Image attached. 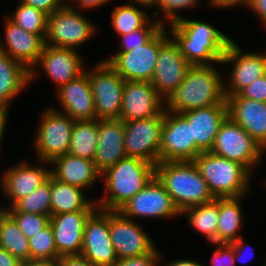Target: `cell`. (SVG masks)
<instances>
[{
    "instance_id": "6da1fadb",
    "label": "cell",
    "mask_w": 266,
    "mask_h": 266,
    "mask_svg": "<svg viewBox=\"0 0 266 266\" xmlns=\"http://www.w3.org/2000/svg\"><path fill=\"white\" fill-rule=\"evenodd\" d=\"M169 35L178 44L180 52L192 66L222 65V58L233 41L209 22L182 19L170 24Z\"/></svg>"
},
{
    "instance_id": "7a4b0ae2",
    "label": "cell",
    "mask_w": 266,
    "mask_h": 266,
    "mask_svg": "<svg viewBox=\"0 0 266 266\" xmlns=\"http://www.w3.org/2000/svg\"><path fill=\"white\" fill-rule=\"evenodd\" d=\"M215 65L217 66V64L191 66L183 82L164 100V110L184 113L227 103L225 76Z\"/></svg>"
},
{
    "instance_id": "3957f363",
    "label": "cell",
    "mask_w": 266,
    "mask_h": 266,
    "mask_svg": "<svg viewBox=\"0 0 266 266\" xmlns=\"http://www.w3.org/2000/svg\"><path fill=\"white\" fill-rule=\"evenodd\" d=\"M155 176V165L137 157H125L101 174L104 197L95 199L98 208L118 211Z\"/></svg>"
},
{
    "instance_id": "277c9868",
    "label": "cell",
    "mask_w": 266,
    "mask_h": 266,
    "mask_svg": "<svg viewBox=\"0 0 266 266\" xmlns=\"http://www.w3.org/2000/svg\"><path fill=\"white\" fill-rule=\"evenodd\" d=\"M155 176L180 213L215 199L193 161L159 162L155 166Z\"/></svg>"
},
{
    "instance_id": "5b68a950",
    "label": "cell",
    "mask_w": 266,
    "mask_h": 266,
    "mask_svg": "<svg viewBox=\"0 0 266 266\" xmlns=\"http://www.w3.org/2000/svg\"><path fill=\"white\" fill-rule=\"evenodd\" d=\"M193 162L214 198L248 196L253 175L243 165L212 152L200 153Z\"/></svg>"
},
{
    "instance_id": "8992f818",
    "label": "cell",
    "mask_w": 266,
    "mask_h": 266,
    "mask_svg": "<svg viewBox=\"0 0 266 266\" xmlns=\"http://www.w3.org/2000/svg\"><path fill=\"white\" fill-rule=\"evenodd\" d=\"M97 25L67 3L47 17L46 45L77 50L97 34Z\"/></svg>"
},
{
    "instance_id": "52a82bcc",
    "label": "cell",
    "mask_w": 266,
    "mask_h": 266,
    "mask_svg": "<svg viewBox=\"0 0 266 266\" xmlns=\"http://www.w3.org/2000/svg\"><path fill=\"white\" fill-rule=\"evenodd\" d=\"M33 141V149L39 161L51 162L68 153L75 120L54 107L42 111Z\"/></svg>"
},
{
    "instance_id": "ba28073f",
    "label": "cell",
    "mask_w": 266,
    "mask_h": 266,
    "mask_svg": "<svg viewBox=\"0 0 266 266\" xmlns=\"http://www.w3.org/2000/svg\"><path fill=\"white\" fill-rule=\"evenodd\" d=\"M210 152L243 165L252 175L254 167L266 155L261 145L229 116L222 123Z\"/></svg>"
},
{
    "instance_id": "9c48e42d",
    "label": "cell",
    "mask_w": 266,
    "mask_h": 266,
    "mask_svg": "<svg viewBox=\"0 0 266 266\" xmlns=\"http://www.w3.org/2000/svg\"><path fill=\"white\" fill-rule=\"evenodd\" d=\"M87 69L96 119H119L125 80L104 60Z\"/></svg>"
},
{
    "instance_id": "30bf717a",
    "label": "cell",
    "mask_w": 266,
    "mask_h": 266,
    "mask_svg": "<svg viewBox=\"0 0 266 266\" xmlns=\"http://www.w3.org/2000/svg\"><path fill=\"white\" fill-rule=\"evenodd\" d=\"M168 33L167 26H163L161 28V47L150 81L163 100L183 82L187 71L192 66Z\"/></svg>"
},
{
    "instance_id": "8fae6325",
    "label": "cell",
    "mask_w": 266,
    "mask_h": 266,
    "mask_svg": "<svg viewBox=\"0 0 266 266\" xmlns=\"http://www.w3.org/2000/svg\"><path fill=\"white\" fill-rule=\"evenodd\" d=\"M221 62L224 66L232 64L228 78H224L226 97L238 94L254 80L266 75V53L247 52L235 40L228 45Z\"/></svg>"
},
{
    "instance_id": "7c38bea8",
    "label": "cell",
    "mask_w": 266,
    "mask_h": 266,
    "mask_svg": "<svg viewBox=\"0 0 266 266\" xmlns=\"http://www.w3.org/2000/svg\"><path fill=\"white\" fill-rule=\"evenodd\" d=\"M124 217L136 221V218L167 219L181 216L170 194L154 176L150 182L119 210Z\"/></svg>"
},
{
    "instance_id": "4fadbf2b",
    "label": "cell",
    "mask_w": 266,
    "mask_h": 266,
    "mask_svg": "<svg viewBox=\"0 0 266 266\" xmlns=\"http://www.w3.org/2000/svg\"><path fill=\"white\" fill-rule=\"evenodd\" d=\"M196 158V140L192 124L181 114L164 111L159 162L193 161Z\"/></svg>"
},
{
    "instance_id": "5bb4252c",
    "label": "cell",
    "mask_w": 266,
    "mask_h": 266,
    "mask_svg": "<svg viewBox=\"0 0 266 266\" xmlns=\"http://www.w3.org/2000/svg\"><path fill=\"white\" fill-rule=\"evenodd\" d=\"M161 47V29L144 45L128 52H115L105 59L125 81L150 82L155 70L159 48Z\"/></svg>"
},
{
    "instance_id": "9a60e30c",
    "label": "cell",
    "mask_w": 266,
    "mask_h": 266,
    "mask_svg": "<svg viewBox=\"0 0 266 266\" xmlns=\"http://www.w3.org/2000/svg\"><path fill=\"white\" fill-rule=\"evenodd\" d=\"M124 125L126 156L141 158L156 166L159 163L163 116L132 120L124 122Z\"/></svg>"
},
{
    "instance_id": "2e32d148",
    "label": "cell",
    "mask_w": 266,
    "mask_h": 266,
    "mask_svg": "<svg viewBox=\"0 0 266 266\" xmlns=\"http://www.w3.org/2000/svg\"><path fill=\"white\" fill-rule=\"evenodd\" d=\"M109 233L117 259L150 254L157 248L138 222L119 211H109Z\"/></svg>"
},
{
    "instance_id": "e0dca14e",
    "label": "cell",
    "mask_w": 266,
    "mask_h": 266,
    "mask_svg": "<svg viewBox=\"0 0 266 266\" xmlns=\"http://www.w3.org/2000/svg\"><path fill=\"white\" fill-rule=\"evenodd\" d=\"M83 60V56L81 57L75 49L45 44L37 64L30 71V83L38 77L37 73L42 68L43 73L55 83V88L59 89L85 72Z\"/></svg>"
},
{
    "instance_id": "ac0fdd59",
    "label": "cell",
    "mask_w": 266,
    "mask_h": 266,
    "mask_svg": "<svg viewBox=\"0 0 266 266\" xmlns=\"http://www.w3.org/2000/svg\"><path fill=\"white\" fill-rule=\"evenodd\" d=\"M81 255L95 266H113L117 262L110 239L108 210L97 208L87 219Z\"/></svg>"
},
{
    "instance_id": "d6986e66",
    "label": "cell",
    "mask_w": 266,
    "mask_h": 266,
    "mask_svg": "<svg viewBox=\"0 0 266 266\" xmlns=\"http://www.w3.org/2000/svg\"><path fill=\"white\" fill-rule=\"evenodd\" d=\"M39 166L32 165L28 161H23L3 169L1 173L0 187L7 199L9 207H0L1 210L12 207L19 199L26 197L28 194L37 189L46 182L51 176V169L45 166L49 162L39 161ZM43 165H42V164Z\"/></svg>"
},
{
    "instance_id": "ffe728a7",
    "label": "cell",
    "mask_w": 266,
    "mask_h": 266,
    "mask_svg": "<svg viewBox=\"0 0 266 266\" xmlns=\"http://www.w3.org/2000/svg\"><path fill=\"white\" fill-rule=\"evenodd\" d=\"M164 100L151 82L125 81L119 119L124 122L164 116Z\"/></svg>"
},
{
    "instance_id": "44dd1931",
    "label": "cell",
    "mask_w": 266,
    "mask_h": 266,
    "mask_svg": "<svg viewBox=\"0 0 266 266\" xmlns=\"http://www.w3.org/2000/svg\"><path fill=\"white\" fill-rule=\"evenodd\" d=\"M56 99L61 110L57 107L54 109L67 114L72 120L96 119L94 98L86 72L57 89Z\"/></svg>"
},
{
    "instance_id": "7402d4cb",
    "label": "cell",
    "mask_w": 266,
    "mask_h": 266,
    "mask_svg": "<svg viewBox=\"0 0 266 266\" xmlns=\"http://www.w3.org/2000/svg\"><path fill=\"white\" fill-rule=\"evenodd\" d=\"M4 39H0V51L21 63L31 71L37 64L45 45L37 34L27 32L12 22L8 16L4 21ZM5 42V43H4Z\"/></svg>"
},
{
    "instance_id": "603a6c76",
    "label": "cell",
    "mask_w": 266,
    "mask_h": 266,
    "mask_svg": "<svg viewBox=\"0 0 266 266\" xmlns=\"http://www.w3.org/2000/svg\"><path fill=\"white\" fill-rule=\"evenodd\" d=\"M95 210H80L50 217L58 256L79 255L87 219Z\"/></svg>"
},
{
    "instance_id": "cb8c5ba5",
    "label": "cell",
    "mask_w": 266,
    "mask_h": 266,
    "mask_svg": "<svg viewBox=\"0 0 266 266\" xmlns=\"http://www.w3.org/2000/svg\"><path fill=\"white\" fill-rule=\"evenodd\" d=\"M228 116L239 124L266 151V102L243 98L226 99Z\"/></svg>"
},
{
    "instance_id": "d4e9b609",
    "label": "cell",
    "mask_w": 266,
    "mask_h": 266,
    "mask_svg": "<svg viewBox=\"0 0 266 266\" xmlns=\"http://www.w3.org/2000/svg\"><path fill=\"white\" fill-rule=\"evenodd\" d=\"M181 114L192 124L193 138L196 140V157L202 152H210L222 123L228 117L227 103Z\"/></svg>"
},
{
    "instance_id": "484cf974",
    "label": "cell",
    "mask_w": 266,
    "mask_h": 266,
    "mask_svg": "<svg viewBox=\"0 0 266 266\" xmlns=\"http://www.w3.org/2000/svg\"><path fill=\"white\" fill-rule=\"evenodd\" d=\"M124 140V121L98 120V145L93 161L101 174L126 157Z\"/></svg>"
},
{
    "instance_id": "4316f807",
    "label": "cell",
    "mask_w": 266,
    "mask_h": 266,
    "mask_svg": "<svg viewBox=\"0 0 266 266\" xmlns=\"http://www.w3.org/2000/svg\"><path fill=\"white\" fill-rule=\"evenodd\" d=\"M51 176L82 190L91 189L101 179L93 160L79 158L69 153L58 156L50 162ZM54 167V168H53Z\"/></svg>"
},
{
    "instance_id": "83f0119b",
    "label": "cell",
    "mask_w": 266,
    "mask_h": 266,
    "mask_svg": "<svg viewBox=\"0 0 266 266\" xmlns=\"http://www.w3.org/2000/svg\"><path fill=\"white\" fill-rule=\"evenodd\" d=\"M30 84V71L0 51V109L10 111L15 97Z\"/></svg>"
},
{
    "instance_id": "f1b7e54d",
    "label": "cell",
    "mask_w": 266,
    "mask_h": 266,
    "mask_svg": "<svg viewBox=\"0 0 266 266\" xmlns=\"http://www.w3.org/2000/svg\"><path fill=\"white\" fill-rule=\"evenodd\" d=\"M84 194L86 193L81 188L59 182L51 176V216L80 210H96V200L87 198Z\"/></svg>"
},
{
    "instance_id": "f546056e",
    "label": "cell",
    "mask_w": 266,
    "mask_h": 266,
    "mask_svg": "<svg viewBox=\"0 0 266 266\" xmlns=\"http://www.w3.org/2000/svg\"><path fill=\"white\" fill-rule=\"evenodd\" d=\"M245 198H218L219 220L217 224V243H231L238 240L243 229L242 200Z\"/></svg>"
},
{
    "instance_id": "4dcf8cb0",
    "label": "cell",
    "mask_w": 266,
    "mask_h": 266,
    "mask_svg": "<svg viewBox=\"0 0 266 266\" xmlns=\"http://www.w3.org/2000/svg\"><path fill=\"white\" fill-rule=\"evenodd\" d=\"M182 215L187 217L189 225L205 236L208 242L217 243L218 198L208 203L187 208L181 213Z\"/></svg>"
},
{
    "instance_id": "1f68e13d",
    "label": "cell",
    "mask_w": 266,
    "mask_h": 266,
    "mask_svg": "<svg viewBox=\"0 0 266 266\" xmlns=\"http://www.w3.org/2000/svg\"><path fill=\"white\" fill-rule=\"evenodd\" d=\"M0 247L21 262L30 260L29 239L22 233L15 220L0 209Z\"/></svg>"
},
{
    "instance_id": "d6a6232c",
    "label": "cell",
    "mask_w": 266,
    "mask_h": 266,
    "mask_svg": "<svg viewBox=\"0 0 266 266\" xmlns=\"http://www.w3.org/2000/svg\"><path fill=\"white\" fill-rule=\"evenodd\" d=\"M98 145V119L75 121L68 153L93 160Z\"/></svg>"
},
{
    "instance_id": "836d02e7",
    "label": "cell",
    "mask_w": 266,
    "mask_h": 266,
    "mask_svg": "<svg viewBox=\"0 0 266 266\" xmlns=\"http://www.w3.org/2000/svg\"><path fill=\"white\" fill-rule=\"evenodd\" d=\"M143 7L133 5V3L122 4L112 10L111 26L118 36L130 33L134 30L143 28L152 18L157 16L159 21V11L150 15L142 9ZM154 16V17H153Z\"/></svg>"
},
{
    "instance_id": "e575fe53",
    "label": "cell",
    "mask_w": 266,
    "mask_h": 266,
    "mask_svg": "<svg viewBox=\"0 0 266 266\" xmlns=\"http://www.w3.org/2000/svg\"><path fill=\"white\" fill-rule=\"evenodd\" d=\"M6 212H26L51 217V176L26 197L19 199Z\"/></svg>"
},
{
    "instance_id": "d590c367",
    "label": "cell",
    "mask_w": 266,
    "mask_h": 266,
    "mask_svg": "<svg viewBox=\"0 0 266 266\" xmlns=\"http://www.w3.org/2000/svg\"><path fill=\"white\" fill-rule=\"evenodd\" d=\"M8 18L27 32L39 35L43 40L47 32L48 15L41 10L24 3H18L13 14Z\"/></svg>"
},
{
    "instance_id": "8d00e7d4",
    "label": "cell",
    "mask_w": 266,
    "mask_h": 266,
    "mask_svg": "<svg viewBox=\"0 0 266 266\" xmlns=\"http://www.w3.org/2000/svg\"><path fill=\"white\" fill-rule=\"evenodd\" d=\"M30 259H58L54 234L49 223L29 239Z\"/></svg>"
},
{
    "instance_id": "74e56055",
    "label": "cell",
    "mask_w": 266,
    "mask_h": 266,
    "mask_svg": "<svg viewBox=\"0 0 266 266\" xmlns=\"http://www.w3.org/2000/svg\"><path fill=\"white\" fill-rule=\"evenodd\" d=\"M162 27L163 25L154 19V21L150 20L143 28L120 35L121 45L116 52H128L137 46L146 44Z\"/></svg>"
},
{
    "instance_id": "f35d334b",
    "label": "cell",
    "mask_w": 266,
    "mask_h": 266,
    "mask_svg": "<svg viewBox=\"0 0 266 266\" xmlns=\"http://www.w3.org/2000/svg\"><path fill=\"white\" fill-rule=\"evenodd\" d=\"M17 223L22 233L27 239L32 238L36 233L44 229L50 223V217L46 215L26 213V212H7Z\"/></svg>"
},
{
    "instance_id": "ab89813d",
    "label": "cell",
    "mask_w": 266,
    "mask_h": 266,
    "mask_svg": "<svg viewBox=\"0 0 266 266\" xmlns=\"http://www.w3.org/2000/svg\"><path fill=\"white\" fill-rule=\"evenodd\" d=\"M201 0H160L157 10H160L163 19L159 17V22L163 26H167L168 23L173 24L176 21L182 19V15L179 11L186 9H195V6L200 5ZM179 10V11H178ZM178 11V12H177Z\"/></svg>"
},
{
    "instance_id": "60d3db41",
    "label": "cell",
    "mask_w": 266,
    "mask_h": 266,
    "mask_svg": "<svg viewBox=\"0 0 266 266\" xmlns=\"http://www.w3.org/2000/svg\"><path fill=\"white\" fill-rule=\"evenodd\" d=\"M216 249L212 252V266H236L234 248L230 243H211Z\"/></svg>"
},
{
    "instance_id": "b9f144b4",
    "label": "cell",
    "mask_w": 266,
    "mask_h": 266,
    "mask_svg": "<svg viewBox=\"0 0 266 266\" xmlns=\"http://www.w3.org/2000/svg\"><path fill=\"white\" fill-rule=\"evenodd\" d=\"M161 252L156 248L152 253L118 259L113 266H159L162 259Z\"/></svg>"
},
{
    "instance_id": "7bdbcfd3",
    "label": "cell",
    "mask_w": 266,
    "mask_h": 266,
    "mask_svg": "<svg viewBox=\"0 0 266 266\" xmlns=\"http://www.w3.org/2000/svg\"><path fill=\"white\" fill-rule=\"evenodd\" d=\"M238 94L243 98L266 102V75L254 80Z\"/></svg>"
},
{
    "instance_id": "ee69618b",
    "label": "cell",
    "mask_w": 266,
    "mask_h": 266,
    "mask_svg": "<svg viewBox=\"0 0 266 266\" xmlns=\"http://www.w3.org/2000/svg\"><path fill=\"white\" fill-rule=\"evenodd\" d=\"M20 2L41 10L48 16L66 4L63 0H20Z\"/></svg>"
},
{
    "instance_id": "f6af8a7d",
    "label": "cell",
    "mask_w": 266,
    "mask_h": 266,
    "mask_svg": "<svg viewBox=\"0 0 266 266\" xmlns=\"http://www.w3.org/2000/svg\"><path fill=\"white\" fill-rule=\"evenodd\" d=\"M234 248V259L235 262L239 261L240 263H247L255 255L253 247H251L247 242H245L243 237H240L238 240H235L230 243ZM250 250V251H249ZM249 252V253H247ZM248 256L246 257V255ZM246 254V255H244ZM247 258V259H246ZM249 259V260H248Z\"/></svg>"
},
{
    "instance_id": "bcb514c9",
    "label": "cell",
    "mask_w": 266,
    "mask_h": 266,
    "mask_svg": "<svg viewBox=\"0 0 266 266\" xmlns=\"http://www.w3.org/2000/svg\"><path fill=\"white\" fill-rule=\"evenodd\" d=\"M73 1L76 3L75 4L76 7L73 4L74 3ZM111 1L112 0H69L68 5L73 9L83 12V11H86V10L89 11L92 9L97 10V8L103 6L104 4L106 5L108 2H111Z\"/></svg>"
},
{
    "instance_id": "7dc6e473",
    "label": "cell",
    "mask_w": 266,
    "mask_h": 266,
    "mask_svg": "<svg viewBox=\"0 0 266 266\" xmlns=\"http://www.w3.org/2000/svg\"><path fill=\"white\" fill-rule=\"evenodd\" d=\"M59 266H95L83 255H65L58 258Z\"/></svg>"
},
{
    "instance_id": "c3c4849f",
    "label": "cell",
    "mask_w": 266,
    "mask_h": 266,
    "mask_svg": "<svg viewBox=\"0 0 266 266\" xmlns=\"http://www.w3.org/2000/svg\"><path fill=\"white\" fill-rule=\"evenodd\" d=\"M208 3L213 8H235L237 6H245L246 8L249 7L251 0H208Z\"/></svg>"
},
{
    "instance_id": "681fc988",
    "label": "cell",
    "mask_w": 266,
    "mask_h": 266,
    "mask_svg": "<svg viewBox=\"0 0 266 266\" xmlns=\"http://www.w3.org/2000/svg\"><path fill=\"white\" fill-rule=\"evenodd\" d=\"M248 8L255 13V16H258L266 29V0H251Z\"/></svg>"
},
{
    "instance_id": "f907efd6",
    "label": "cell",
    "mask_w": 266,
    "mask_h": 266,
    "mask_svg": "<svg viewBox=\"0 0 266 266\" xmlns=\"http://www.w3.org/2000/svg\"><path fill=\"white\" fill-rule=\"evenodd\" d=\"M0 266H22V262L0 247Z\"/></svg>"
},
{
    "instance_id": "816d5d0a",
    "label": "cell",
    "mask_w": 266,
    "mask_h": 266,
    "mask_svg": "<svg viewBox=\"0 0 266 266\" xmlns=\"http://www.w3.org/2000/svg\"><path fill=\"white\" fill-rule=\"evenodd\" d=\"M22 266H59L58 259H30L22 262Z\"/></svg>"
},
{
    "instance_id": "f5cc1de1",
    "label": "cell",
    "mask_w": 266,
    "mask_h": 266,
    "mask_svg": "<svg viewBox=\"0 0 266 266\" xmlns=\"http://www.w3.org/2000/svg\"><path fill=\"white\" fill-rule=\"evenodd\" d=\"M167 263L163 264V266H205V264L194 259H178L173 261L171 260Z\"/></svg>"
},
{
    "instance_id": "db71d44e",
    "label": "cell",
    "mask_w": 266,
    "mask_h": 266,
    "mask_svg": "<svg viewBox=\"0 0 266 266\" xmlns=\"http://www.w3.org/2000/svg\"><path fill=\"white\" fill-rule=\"evenodd\" d=\"M9 111L0 109V147H1V142L4 138V132L6 131V124H7V119H8V114Z\"/></svg>"
},
{
    "instance_id": "11a10c76",
    "label": "cell",
    "mask_w": 266,
    "mask_h": 266,
    "mask_svg": "<svg viewBox=\"0 0 266 266\" xmlns=\"http://www.w3.org/2000/svg\"><path fill=\"white\" fill-rule=\"evenodd\" d=\"M159 1L160 0H130L129 3H132L137 5V6H141L143 8H152V7H158L159 5Z\"/></svg>"
}]
</instances>
